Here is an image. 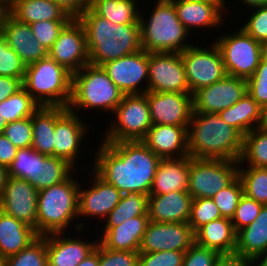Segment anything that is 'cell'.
<instances>
[{"label":"cell","mask_w":267,"mask_h":266,"mask_svg":"<svg viewBox=\"0 0 267 266\" xmlns=\"http://www.w3.org/2000/svg\"><path fill=\"white\" fill-rule=\"evenodd\" d=\"M93 170L122 194L149 195L161 158L142 141L102 142Z\"/></svg>","instance_id":"1"},{"label":"cell","mask_w":267,"mask_h":266,"mask_svg":"<svg viewBox=\"0 0 267 266\" xmlns=\"http://www.w3.org/2000/svg\"><path fill=\"white\" fill-rule=\"evenodd\" d=\"M83 25L89 64H102L142 50L140 24H115L90 7L77 18Z\"/></svg>","instance_id":"2"},{"label":"cell","mask_w":267,"mask_h":266,"mask_svg":"<svg viewBox=\"0 0 267 266\" xmlns=\"http://www.w3.org/2000/svg\"><path fill=\"white\" fill-rule=\"evenodd\" d=\"M191 158L222 159L239 162L243 135L224 122L218 113L192 112L187 129Z\"/></svg>","instance_id":"3"},{"label":"cell","mask_w":267,"mask_h":266,"mask_svg":"<svg viewBox=\"0 0 267 266\" xmlns=\"http://www.w3.org/2000/svg\"><path fill=\"white\" fill-rule=\"evenodd\" d=\"M149 20L140 14L142 50L148 53H181L192 44L185 42L189 31L177 17L171 0H157Z\"/></svg>","instance_id":"4"},{"label":"cell","mask_w":267,"mask_h":266,"mask_svg":"<svg viewBox=\"0 0 267 266\" xmlns=\"http://www.w3.org/2000/svg\"><path fill=\"white\" fill-rule=\"evenodd\" d=\"M73 177L71 174L64 182L38 191L36 219L38 236L64 233L72 220L78 218L80 184Z\"/></svg>","instance_id":"5"},{"label":"cell","mask_w":267,"mask_h":266,"mask_svg":"<svg viewBox=\"0 0 267 266\" xmlns=\"http://www.w3.org/2000/svg\"><path fill=\"white\" fill-rule=\"evenodd\" d=\"M22 85L40 107L67 108L71 99L72 73L48 55L26 66Z\"/></svg>","instance_id":"6"},{"label":"cell","mask_w":267,"mask_h":266,"mask_svg":"<svg viewBox=\"0 0 267 266\" xmlns=\"http://www.w3.org/2000/svg\"><path fill=\"white\" fill-rule=\"evenodd\" d=\"M123 96L101 66L87 64L72 74L71 99L67 109L73 113L86 108L114 113Z\"/></svg>","instance_id":"7"},{"label":"cell","mask_w":267,"mask_h":266,"mask_svg":"<svg viewBox=\"0 0 267 266\" xmlns=\"http://www.w3.org/2000/svg\"><path fill=\"white\" fill-rule=\"evenodd\" d=\"M114 114L116 121L106 130L102 142L142 141L152 126L145 94L124 95Z\"/></svg>","instance_id":"8"},{"label":"cell","mask_w":267,"mask_h":266,"mask_svg":"<svg viewBox=\"0 0 267 266\" xmlns=\"http://www.w3.org/2000/svg\"><path fill=\"white\" fill-rule=\"evenodd\" d=\"M214 43L221 52L227 75L246 80L254 74L261 57L267 52L263 44L242 28L232 35H220Z\"/></svg>","instance_id":"9"},{"label":"cell","mask_w":267,"mask_h":266,"mask_svg":"<svg viewBox=\"0 0 267 266\" xmlns=\"http://www.w3.org/2000/svg\"><path fill=\"white\" fill-rule=\"evenodd\" d=\"M237 161L190 157L188 193L193 199L212 198L238 177Z\"/></svg>","instance_id":"10"},{"label":"cell","mask_w":267,"mask_h":266,"mask_svg":"<svg viewBox=\"0 0 267 266\" xmlns=\"http://www.w3.org/2000/svg\"><path fill=\"white\" fill-rule=\"evenodd\" d=\"M181 57L191 94L227 75L221 52L214 42L209 49L192 45L181 52Z\"/></svg>","instance_id":"11"},{"label":"cell","mask_w":267,"mask_h":266,"mask_svg":"<svg viewBox=\"0 0 267 266\" xmlns=\"http://www.w3.org/2000/svg\"><path fill=\"white\" fill-rule=\"evenodd\" d=\"M148 91L190 93L181 53H148Z\"/></svg>","instance_id":"12"},{"label":"cell","mask_w":267,"mask_h":266,"mask_svg":"<svg viewBox=\"0 0 267 266\" xmlns=\"http://www.w3.org/2000/svg\"><path fill=\"white\" fill-rule=\"evenodd\" d=\"M195 243V234L188 222L157 223L149 221L139 253L159 251L186 252Z\"/></svg>","instance_id":"13"},{"label":"cell","mask_w":267,"mask_h":266,"mask_svg":"<svg viewBox=\"0 0 267 266\" xmlns=\"http://www.w3.org/2000/svg\"><path fill=\"white\" fill-rule=\"evenodd\" d=\"M246 93V79L226 75L223 79L192 94L193 111L219 113L234 105Z\"/></svg>","instance_id":"14"},{"label":"cell","mask_w":267,"mask_h":266,"mask_svg":"<svg viewBox=\"0 0 267 266\" xmlns=\"http://www.w3.org/2000/svg\"><path fill=\"white\" fill-rule=\"evenodd\" d=\"M101 67L124 95L145 94L148 91V52L141 50L108 61ZM142 81H147L144 89L140 88Z\"/></svg>","instance_id":"15"},{"label":"cell","mask_w":267,"mask_h":266,"mask_svg":"<svg viewBox=\"0 0 267 266\" xmlns=\"http://www.w3.org/2000/svg\"><path fill=\"white\" fill-rule=\"evenodd\" d=\"M48 55L72 74L89 64L85 31L77 18L62 29Z\"/></svg>","instance_id":"16"},{"label":"cell","mask_w":267,"mask_h":266,"mask_svg":"<svg viewBox=\"0 0 267 266\" xmlns=\"http://www.w3.org/2000/svg\"><path fill=\"white\" fill-rule=\"evenodd\" d=\"M145 95L152 125L188 127L193 112L191 93L147 91Z\"/></svg>","instance_id":"17"},{"label":"cell","mask_w":267,"mask_h":266,"mask_svg":"<svg viewBox=\"0 0 267 266\" xmlns=\"http://www.w3.org/2000/svg\"><path fill=\"white\" fill-rule=\"evenodd\" d=\"M38 190L27 180L8 177L0 195V210L36 232Z\"/></svg>","instance_id":"18"},{"label":"cell","mask_w":267,"mask_h":266,"mask_svg":"<svg viewBox=\"0 0 267 266\" xmlns=\"http://www.w3.org/2000/svg\"><path fill=\"white\" fill-rule=\"evenodd\" d=\"M77 113L64 107H55L54 157L63 158L74 166L86 136L87 125ZM79 151V152H78Z\"/></svg>","instance_id":"19"},{"label":"cell","mask_w":267,"mask_h":266,"mask_svg":"<svg viewBox=\"0 0 267 266\" xmlns=\"http://www.w3.org/2000/svg\"><path fill=\"white\" fill-rule=\"evenodd\" d=\"M93 184L78 191V217H101L103 220L119 203L122 193L93 171ZM82 188V190L80 189ZM103 217V218H102Z\"/></svg>","instance_id":"20"},{"label":"cell","mask_w":267,"mask_h":266,"mask_svg":"<svg viewBox=\"0 0 267 266\" xmlns=\"http://www.w3.org/2000/svg\"><path fill=\"white\" fill-rule=\"evenodd\" d=\"M178 19L188 31L191 28H212L223 24V12L228 11L222 0H171Z\"/></svg>","instance_id":"21"},{"label":"cell","mask_w":267,"mask_h":266,"mask_svg":"<svg viewBox=\"0 0 267 266\" xmlns=\"http://www.w3.org/2000/svg\"><path fill=\"white\" fill-rule=\"evenodd\" d=\"M2 37L27 65L48 56V50L34 37L30 24L22 23L7 15Z\"/></svg>","instance_id":"22"},{"label":"cell","mask_w":267,"mask_h":266,"mask_svg":"<svg viewBox=\"0 0 267 266\" xmlns=\"http://www.w3.org/2000/svg\"><path fill=\"white\" fill-rule=\"evenodd\" d=\"M187 129L175 125H152L142 142L160 158L188 156Z\"/></svg>","instance_id":"23"},{"label":"cell","mask_w":267,"mask_h":266,"mask_svg":"<svg viewBox=\"0 0 267 266\" xmlns=\"http://www.w3.org/2000/svg\"><path fill=\"white\" fill-rule=\"evenodd\" d=\"M193 198L188 191L149 195L148 216L157 223L188 222Z\"/></svg>","instance_id":"24"},{"label":"cell","mask_w":267,"mask_h":266,"mask_svg":"<svg viewBox=\"0 0 267 266\" xmlns=\"http://www.w3.org/2000/svg\"><path fill=\"white\" fill-rule=\"evenodd\" d=\"M63 235L64 233H53L44 236L48 266H77L98 243V239L95 243L93 241L87 243V240L64 238Z\"/></svg>","instance_id":"25"},{"label":"cell","mask_w":267,"mask_h":266,"mask_svg":"<svg viewBox=\"0 0 267 266\" xmlns=\"http://www.w3.org/2000/svg\"><path fill=\"white\" fill-rule=\"evenodd\" d=\"M150 219L140 215L114 227H104L99 242L113 251H138Z\"/></svg>","instance_id":"26"},{"label":"cell","mask_w":267,"mask_h":266,"mask_svg":"<svg viewBox=\"0 0 267 266\" xmlns=\"http://www.w3.org/2000/svg\"><path fill=\"white\" fill-rule=\"evenodd\" d=\"M190 156L161 158L149 195L188 191Z\"/></svg>","instance_id":"27"},{"label":"cell","mask_w":267,"mask_h":266,"mask_svg":"<svg viewBox=\"0 0 267 266\" xmlns=\"http://www.w3.org/2000/svg\"><path fill=\"white\" fill-rule=\"evenodd\" d=\"M234 254L254 262L267 257V205L250 225L237 232Z\"/></svg>","instance_id":"28"},{"label":"cell","mask_w":267,"mask_h":266,"mask_svg":"<svg viewBox=\"0 0 267 266\" xmlns=\"http://www.w3.org/2000/svg\"><path fill=\"white\" fill-rule=\"evenodd\" d=\"M195 243L201 247L210 248L220 255L235 253L236 232L231 219L218 218L199 227L195 232Z\"/></svg>","instance_id":"29"},{"label":"cell","mask_w":267,"mask_h":266,"mask_svg":"<svg viewBox=\"0 0 267 266\" xmlns=\"http://www.w3.org/2000/svg\"><path fill=\"white\" fill-rule=\"evenodd\" d=\"M218 114L224 122L237 129L243 136L249 131L267 124V113L248 93L234 105Z\"/></svg>","instance_id":"30"},{"label":"cell","mask_w":267,"mask_h":266,"mask_svg":"<svg viewBox=\"0 0 267 266\" xmlns=\"http://www.w3.org/2000/svg\"><path fill=\"white\" fill-rule=\"evenodd\" d=\"M37 237L34 228L0 210V259L17 254Z\"/></svg>","instance_id":"31"},{"label":"cell","mask_w":267,"mask_h":266,"mask_svg":"<svg viewBox=\"0 0 267 266\" xmlns=\"http://www.w3.org/2000/svg\"><path fill=\"white\" fill-rule=\"evenodd\" d=\"M9 14L22 23L45 20H72L53 0H14L9 5Z\"/></svg>","instance_id":"32"},{"label":"cell","mask_w":267,"mask_h":266,"mask_svg":"<svg viewBox=\"0 0 267 266\" xmlns=\"http://www.w3.org/2000/svg\"><path fill=\"white\" fill-rule=\"evenodd\" d=\"M74 167L65 159L47 156L35 150L34 178H26L36 190L51 187L64 182Z\"/></svg>","instance_id":"33"},{"label":"cell","mask_w":267,"mask_h":266,"mask_svg":"<svg viewBox=\"0 0 267 266\" xmlns=\"http://www.w3.org/2000/svg\"><path fill=\"white\" fill-rule=\"evenodd\" d=\"M31 147L41 154L54 156L55 107H40L31 117Z\"/></svg>","instance_id":"34"},{"label":"cell","mask_w":267,"mask_h":266,"mask_svg":"<svg viewBox=\"0 0 267 266\" xmlns=\"http://www.w3.org/2000/svg\"><path fill=\"white\" fill-rule=\"evenodd\" d=\"M136 0H91L90 8L99 16L115 24H139Z\"/></svg>","instance_id":"35"},{"label":"cell","mask_w":267,"mask_h":266,"mask_svg":"<svg viewBox=\"0 0 267 266\" xmlns=\"http://www.w3.org/2000/svg\"><path fill=\"white\" fill-rule=\"evenodd\" d=\"M149 195L140 192H127L122 194L119 203L106 217L105 227L118 226L130 218L148 215Z\"/></svg>","instance_id":"36"},{"label":"cell","mask_w":267,"mask_h":266,"mask_svg":"<svg viewBox=\"0 0 267 266\" xmlns=\"http://www.w3.org/2000/svg\"><path fill=\"white\" fill-rule=\"evenodd\" d=\"M244 162L248 166L267 168V124L243 136L242 154L238 163L242 165Z\"/></svg>","instance_id":"37"},{"label":"cell","mask_w":267,"mask_h":266,"mask_svg":"<svg viewBox=\"0 0 267 266\" xmlns=\"http://www.w3.org/2000/svg\"><path fill=\"white\" fill-rule=\"evenodd\" d=\"M40 108V105L22 87L15 94L0 103V115L10 123L32 115Z\"/></svg>","instance_id":"38"},{"label":"cell","mask_w":267,"mask_h":266,"mask_svg":"<svg viewBox=\"0 0 267 266\" xmlns=\"http://www.w3.org/2000/svg\"><path fill=\"white\" fill-rule=\"evenodd\" d=\"M238 178L244 195L263 206L267 205V168L248 166L245 169L239 165Z\"/></svg>","instance_id":"39"},{"label":"cell","mask_w":267,"mask_h":266,"mask_svg":"<svg viewBox=\"0 0 267 266\" xmlns=\"http://www.w3.org/2000/svg\"><path fill=\"white\" fill-rule=\"evenodd\" d=\"M3 260L6 266H48L46 238L38 236L20 252Z\"/></svg>","instance_id":"40"},{"label":"cell","mask_w":267,"mask_h":266,"mask_svg":"<svg viewBox=\"0 0 267 266\" xmlns=\"http://www.w3.org/2000/svg\"><path fill=\"white\" fill-rule=\"evenodd\" d=\"M243 194L241 181L237 177L225 189L217 192L212 199L219 208L221 216L223 218L232 219Z\"/></svg>","instance_id":"41"},{"label":"cell","mask_w":267,"mask_h":266,"mask_svg":"<svg viewBox=\"0 0 267 266\" xmlns=\"http://www.w3.org/2000/svg\"><path fill=\"white\" fill-rule=\"evenodd\" d=\"M247 93L267 113V52L261 57L254 74L247 79Z\"/></svg>","instance_id":"42"},{"label":"cell","mask_w":267,"mask_h":266,"mask_svg":"<svg viewBox=\"0 0 267 266\" xmlns=\"http://www.w3.org/2000/svg\"><path fill=\"white\" fill-rule=\"evenodd\" d=\"M219 208L212 198L193 199L188 224L195 232L199 227L221 218Z\"/></svg>","instance_id":"43"},{"label":"cell","mask_w":267,"mask_h":266,"mask_svg":"<svg viewBox=\"0 0 267 266\" xmlns=\"http://www.w3.org/2000/svg\"><path fill=\"white\" fill-rule=\"evenodd\" d=\"M26 64L0 36V76H9L23 81Z\"/></svg>","instance_id":"44"},{"label":"cell","mask_w":267,"mask_h":266,"mask_svg":"<svg viewBox=\"0 0 267 266\" xmlns=\"http://www.w3.org/2000/svg\"><path fill=\"white\" fill-rule=\"evenodd\" d=\"M2 134L17 148L30 147L33 140L31 117L7 123Z\"/></svg>","instance_id":"45"},{"label":"cell","mask_w":267,"mask_h":266,"mask_svg":"<svg viewBox=\"0 0 267 266\" xmlns=\"http://www.w3.org/2000/svg\"><path fill=\"white\" fill-rule=\"evenodd\" d=\"M70 21L71 20H45L31 23L30 26L34 37L49 51L62 29Z\"/></svg>","instance_id":"46"},{"label":"cell","mask_w":267,"mask_h":266,"mask_svg":"<svg viewBox=\"0 0 267 266\" xmlns=\"http://www.w3.org/2000/svg\"><path fill=\"white\" fill-rule=\"evenodd\" d=\"M35 150L30 146L18 148L17 154L8 167L9 177L14 178H34Z\"/></svg>","instance_id":"47"},{"label":"cell","mask_w":267,"mask_h":266,"mask_svg":"<svg viewBox=\"0 0 267 266\" xmlns=\"http://www.w3.org/2000/svg\"><path fill=\"white\" fill-rule=\"evenodd\" d=\"M262 206V204L243 194L231 219L235 232L237 233L242 228L250 225L259 215Z\"/></svg>","instance_id":"48"},{"label":"cell","mask_w":267,"mask_h":266,"mask_svg":"<svg viewBox=\"0 0 267 266\" xmlns=\"http://www.w3.org/2000/svg\"><path fill=\"white\" fill-rule=\"evenodd\" d=\"M242 29L267 48V5L255 7Z\"/></svg>","instance_id":"49"},{"label":"cell","mask_w":267,"mask_h":266,"mask_svg":"<svg viewBox=\"0 0 267 266\" xmlns=\"http://www.w3.org/2000/svg\"><path fill=\"white\" fill-rule=\"evenodd\" d=\"M99 266H139V251H113L99 242Z\"/></svg>","instance_id":"50"},{"label":"cell","mask_w":267,"mask_h":266,"mask_svg":"<svg viewBox=\"0 0 267 266\" xmlns=\"http://www.w3.org/2000/svg\"><path fill=\"white\" fill-rule=\"evenodd\" d=\"M185 252L159 251L139 253V266H182Z\"/></svg>","instance_id":"51"},{"label":"cell","mask_w":267,"mask_h":266,"mask_svg":"<svg viewBox=\"0 0 267 266\" xmlns=\"http://www.w3.org/2000/svg\"><path fill=\"white\" fill-rule=\"evenodd\" d=\"M220 254L210 248H205L194 243L184 255L182 266H214Z\"/></svg>","instance_id":"52"},{"label":"cell","mask_w":267,"mask_h":266,"mask_svg":"<svg viewBox=\"0 0 267 266\" xmlns=\"http://www.w3.org/2000/svg\"><path fill=\"white\" fill-rule=\"evenodd\" d=\"M72 18L80 17L90 7L91 0H53Z\"/></svg>","instance_id":"53"},{"label":"cell","mask_w":267,"mask_h":266,"mask_svg":"<svg viewBox=\"0 0 267 266\" xmlns=\"http://www.w3.org/2000/svg\"><path fill=\"white\" fill-rule=\"evenodd\" d=\"M23 87L22 80L9 76H0V103Z\"/></svg>","instance_id":"54"},{"label":"cell","mask_w":267,"mask_h":266,"mask_svg":"<svg viewBox=\"0 0 267 266\" xmlns=\"http://www.w3.org/2000/svg\"><path fill=\"white\" fill-rule=\"evenodd\" d=\"M18 148L15 147L7 137L0 134V165L9 167L17 154Z\"/></svg>","instance_id":"55"},{"label":"cell","mask_w":267,"mask_h":266,"mask_svg":"<svg viewBox=\"0 0 267 266\" xmlns=\"http://www.w3.org/2000/svg\"><path fill=\"white\" fill-rule=\"evenodd\" d=\"M256 263L248 258L236 254L220 255L214 266H252Z\"/></svg>","instance_id":"56"},{"label":"cell","mask_w":267,"mask_h":266,"mask_svg":"<svg viewBox=\"0 0 267 266\" xmlns=\"http://www.w3.org/2000/svg\"><path fill=\"white\" fill-rule=\"evenodd\" d=\"M77 266H99V241L95 249Z\"/></svg>","instance_id":"57"},{"label":"cell","mask_w":267,"mask_h":266,"mask_svg":"<svg viewBox=\"0 0 267 266\" xmlns=\"http://www.w3.org/2000/svg\"><path fill=\"white\" fill-rule=\"evenodd\" d=\"M9 14V5L0 0V36H2L5 18Z\"/></svg>","instance_id":"58"},{"label":"cell","mask_w":267,"mask_h":266,"mask_svg":"<svg viewBox=\"0 0 267 266\" xmlns=\"http://www.w3.org/2000/svg\"><path fill=\"white\" fill-rule=\"evenodd\" d=\"M8 168L0 165V195L8 179Z\"/></svg>","instance_id":"59"},{"label":"cell","mask_w":267,"mask_h":266,"mask_svg":"<svg viewBox=\"0 0 267 266\" xmlns=\"http://www.w3.org/2000/svg\"><path fill=\"white\" fill-rule=\"evenodd\" d=\"M244 5L249 6L251 9L267 5V0H240Z\"/></svg>","instance_id":"60"},{"label":"cell","mask_w":267,"mask_h":266,"mask_svg":"<svg viewBox=\"0 0 267 266\" xmlns=\"http://www.w3.org/2000/svg\"><path fill=\"white\" fill-rule=\"evenodd\" d=\"M7 125L6 121L0 115V134L3 133L4 127Z\"/></svg>","instance_id":"61"},{"label":"cell","mask_w":267,"mask_h":266,"mask_svg":"<svg viewBox=\"0 0 267 266\" xmlns=\"http://www.w3.org/2000/svg\"><path fill=\"white\" fill-rule=\"evenodd\" d=\"M258 261H260V262L259 263L257 262L256 266H267V257H264V258H262V259H260Z\"/></svg>","instance_id":"62"},{"label":"cell","mask_w":267,"mask_h":266,"mask_svg":"<svg viewBox=\"0 0 267 266\" xmlns=\"http://www.w3.org/2000/svg\"><path fill=\"white\" fill-rule=\"evenodd\" d=\"M4 3L10 5L14 0H2Z\"/></svg>","instance_id":"63"},{"label":"cell","mask_w":267,"mask_h":266,"mask_svg":"<svg viewBox=\"0 0 267 266\" xmlns=\"http://www.w3.org/2000/svg\"><path fill=\"white\" fill-rule=\"evenodd\" d=\"M0 266H6L3 259H0Z\"/></svg>","instance_id":"64"}]
</instances>
